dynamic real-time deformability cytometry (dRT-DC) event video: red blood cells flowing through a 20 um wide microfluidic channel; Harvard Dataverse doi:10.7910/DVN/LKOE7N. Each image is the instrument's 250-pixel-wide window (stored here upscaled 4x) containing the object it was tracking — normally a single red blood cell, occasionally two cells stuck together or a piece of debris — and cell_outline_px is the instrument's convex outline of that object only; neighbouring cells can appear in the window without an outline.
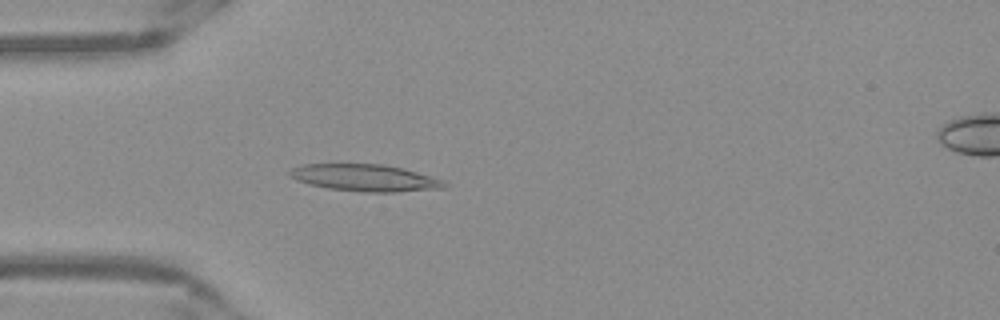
{"species": "Egyptian fruit bat (a non-hibernating species)", "species_latin": "Rousettus aegyptiacus", "temperature_condition": "warm", "stored_images_in_passage": 52, "camera_frame_rate_fps": 3000, "um_per_image_px": 0.085, "frame": {"image": 1, "passage_image": 15, "time_ms": 4.667, "image_size_px": [1000, 320], "cell_outline_px": [[448, 184], [444, 188], [396, 192], [364, 192], [328, 188], [308, 184], [296, 180], [288, 176], [288, 172], [292, 168], [304, 164], [384, 164], [404, 168], [444, 180]], "centroid_in_image_um": [31.02, 15.11], "position_along_channel_um": 54.0, "area_um2": 24.39}}
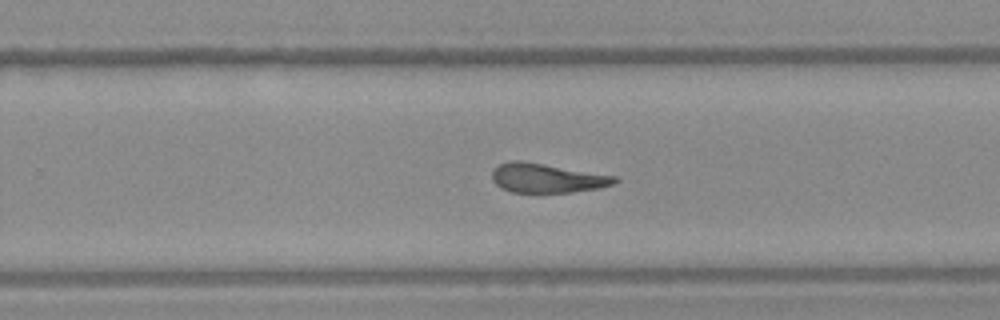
{"frame": {"image": 2, "passage_image": 33, "time_ms": 10.667, "image_size_px": [1000, 320], "cell_outline_px": [[620, 180], [612, 184], [600, 188], [572, 192], [512, 192], [500, 188], [492, 180], [492, 172], [500, 164], [512, 160], [520, 160], [616, 176]], "centroid_in_image_um": [46.49, 15.14], "position_along_channel_um": 283.3, "area_um2": 20.75}}
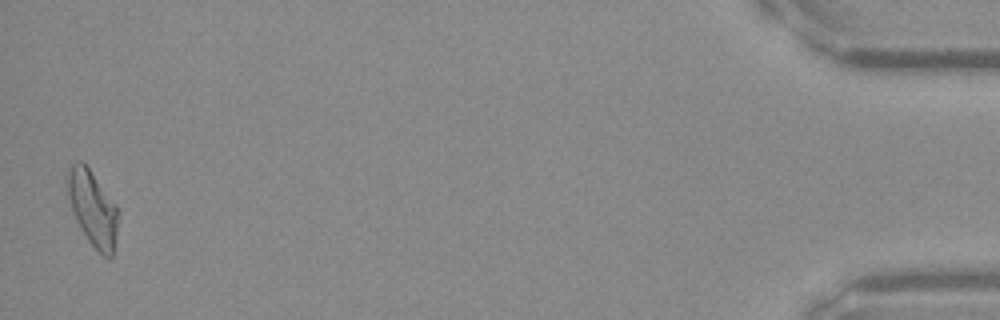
{"frame": {"image": 3, "passage_image": 51, "time_ms": 16.667, "image_size_px": [1000, 320], "cell_outline_px": [[116, 232], [112, 256], [108, 260], [88, 240], [80, 228], [76, 220], [68, 196], [64, 180], [64, 176], [68, 168], [72, 164], [80, 160], [88, 168], [116, 204]], "centroid_in_image_um": [7.82, 17.66], "position_along_channel_um": 427.4, "area_um2": 21.85}, "authors_computed_cell_mechanics": {"area_um2": 22.0796, "velocity_mm_per_s": 3.9255, "shape_relaxation_time_tau1_ms": null, "shape_relaxation_time_tau2_ms": 3.7513, "deformation_change_tau1": null, "deformation_change_tau2": 0.1401}}